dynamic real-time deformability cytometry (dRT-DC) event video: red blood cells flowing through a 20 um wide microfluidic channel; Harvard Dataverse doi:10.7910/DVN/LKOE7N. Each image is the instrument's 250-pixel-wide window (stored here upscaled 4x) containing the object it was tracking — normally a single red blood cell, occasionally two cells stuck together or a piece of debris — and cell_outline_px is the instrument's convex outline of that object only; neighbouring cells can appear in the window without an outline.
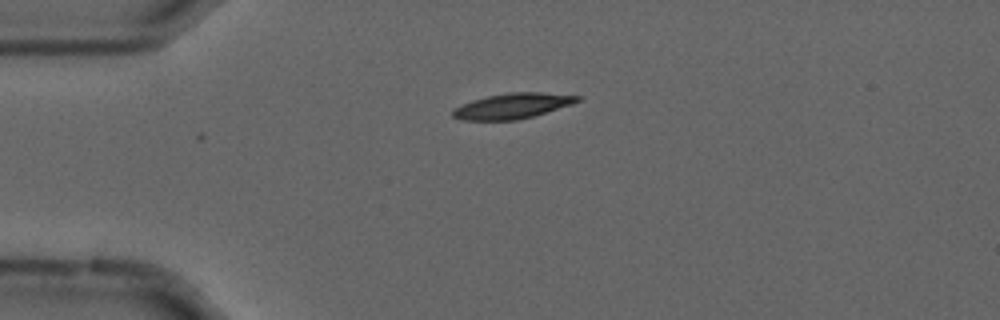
{"species": "common noctule bat (a hibernating species)", "species_latin": "Nyctalus noctula", "temperature_condition": "cold", "stored_images_in_passage": 3, "camera_frame_rate_fps": 3000, "um_per_image_px": 0.085, "animal": {"sex": "male", "forearm_length_mm": 52.5}, "frame": {"image": 1, "passage_image": 3, "time_ms": 0.667, "image_size_px": [1000, 320], "cell_outline_px": [[580, 100], [572, 104], [532, 116], [516, 120], [460, 120], [452, 116], [452, 112], [460, 104], [472, 100], [488, 96], [508, 92], [544, 92], [580, 96]], "centroid_in_image_um": [43.54, 9.0], "position_along_channel_um": 41.5, "area_um2": 18.32}}